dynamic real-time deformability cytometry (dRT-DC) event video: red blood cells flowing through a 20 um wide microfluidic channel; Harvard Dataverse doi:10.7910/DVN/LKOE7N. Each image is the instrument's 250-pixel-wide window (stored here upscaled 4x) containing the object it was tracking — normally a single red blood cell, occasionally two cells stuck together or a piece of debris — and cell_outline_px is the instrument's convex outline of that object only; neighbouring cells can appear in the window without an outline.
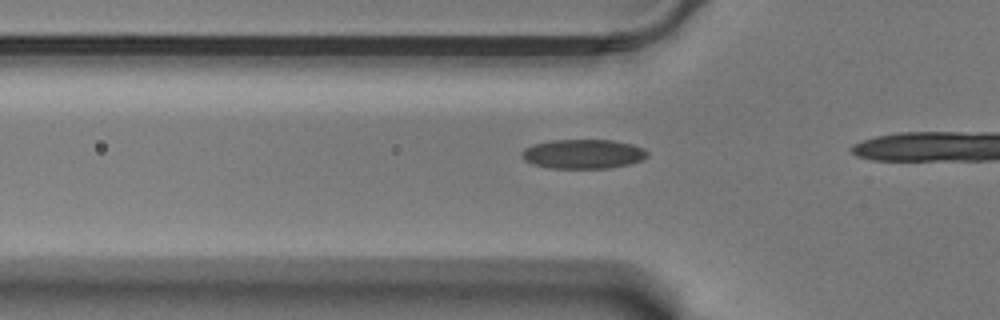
{"species": "Egyptian fruit bat (a non-hibernating species)", "species_latin": "Rousettus aegyptiacus", "temperature_condition": "warm", "stored_images_in_passage": 8, "camera_frame_rate_fps": 3000, "um_per_image_px": 0.085, "animal": {"sex": "male"}, "frame": {"image": 1, "passage_image": 2, "time_ms": 0.333, "image_size_px": [1000, 320], "cell_outline_px": [[648, 156], [640, 160], [628, 164], [608, 168], [548, 168], [532, 164], [524, 160], [520, 156], [520, 152], [524, 148], [536, 144], [552, 140], [612, 140], [632, 144], [644, 148], [648, 152]], "centroid_in_image_um": [49.54, 13.09], "position_along_channel_um": 76.3, "area_um2": 21.5}}
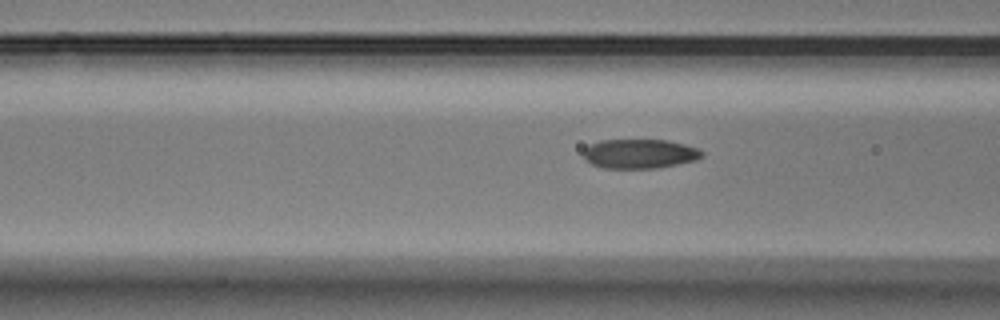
{"frame": {"image": 2, "passage_image": 5, "time_ms": 1.333, "image_size_px": [1000, 320], "cell_outline_px": [[704, 156], [696, 160], [660, 168], [604, 168], [592, 164], [584, 160], [584, 148], [600, 140], [668, 140], [700, 148], [704, 152]], "centroid_in_image_um": [54.41, 13.07], "position_along_channel_um": 112.2, "area_um2": 20.46}}